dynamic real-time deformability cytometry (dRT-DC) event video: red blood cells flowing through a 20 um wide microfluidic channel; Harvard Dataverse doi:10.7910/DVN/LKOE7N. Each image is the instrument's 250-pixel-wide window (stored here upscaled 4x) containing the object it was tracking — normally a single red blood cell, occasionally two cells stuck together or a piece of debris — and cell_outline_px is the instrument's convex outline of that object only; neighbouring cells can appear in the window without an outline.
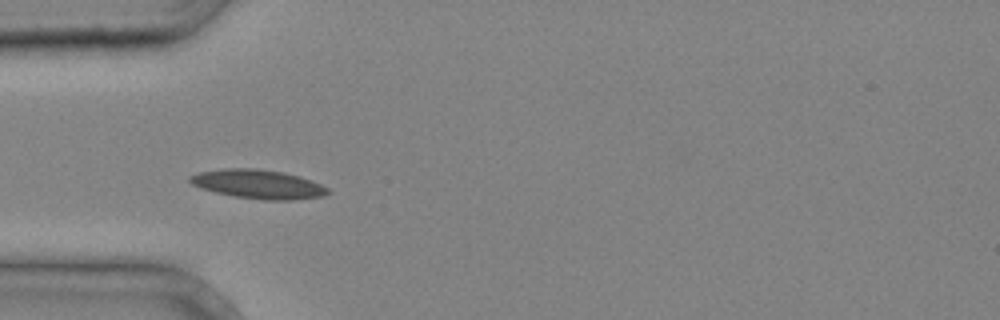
{"species": "common noctule bat (a hibernating species)", "species_latin": "Nyctalus noctula", "temperature_condition": "cold", "stored_images_in_passage": 4, "camera_frame_rate_fps": 3000, "um_per_image_px": 0.085, "animal": {"sex": "male", "body_mass_g": 20.4}, "frame": {"image": 1, "passage_image": 4, "time_ms": 1.0, "image_size_px": [1000, 320], "cell_outline_px": [[332, 192], [324, 196], [292, 200], [264, 200], [232, 196], [200, 188], [192, 184], [188, 180], [188, 176], [200, 172], [224, 168], [256, 168], [284, 172], [300, 176], [312, 180], [328, 188]], "centroid_in_image_um": [21.96, 15.65], "position_along_channel_um": 63.0, "area_um2": 23.52}}